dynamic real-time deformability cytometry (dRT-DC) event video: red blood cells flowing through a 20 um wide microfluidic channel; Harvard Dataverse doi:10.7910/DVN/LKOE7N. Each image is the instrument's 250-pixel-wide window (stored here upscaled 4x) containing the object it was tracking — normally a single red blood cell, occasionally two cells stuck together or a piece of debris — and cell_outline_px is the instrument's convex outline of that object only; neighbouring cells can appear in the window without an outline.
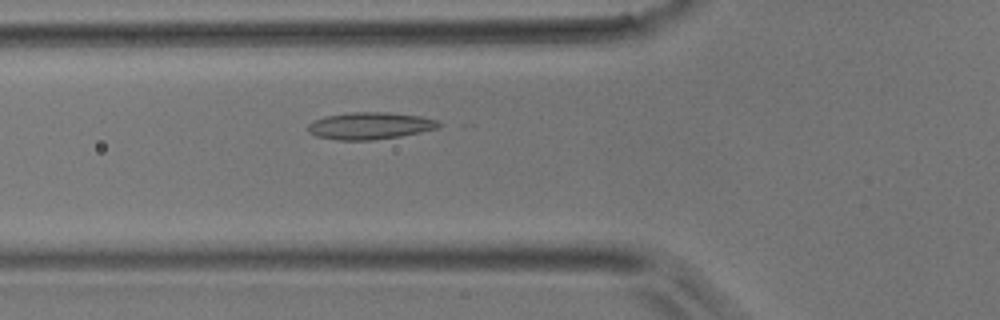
{"species": "common noctule bat (a hibernating species)", "species_latin": "Nyctalus noctula", "temperature_condition": "room temperature", "stored_images_in_passage": 46, "camera_frame_rate_fps": 3000, "um_per_image_px": 0.085, "animal": {"sex": "male", "body_mass_g": 17.9}, "frame": {"image": 1, "passage_image": 15, "time_ms": 4.667, "image_size_px": [1000, 320], "cell_outline_px": [[448, 124], [440, 128], [400, 136], [372, 140], [336, 140], [316, 136], [308, 132], [308, 124], [312, 120], [324, 116], [352, 112], [388, 112], [420, 116], [440, 120]], "centroid_in_image_um": [31.51, 10.68], "position_along_channel_um": 94.3, "area_um2": 21.04}}
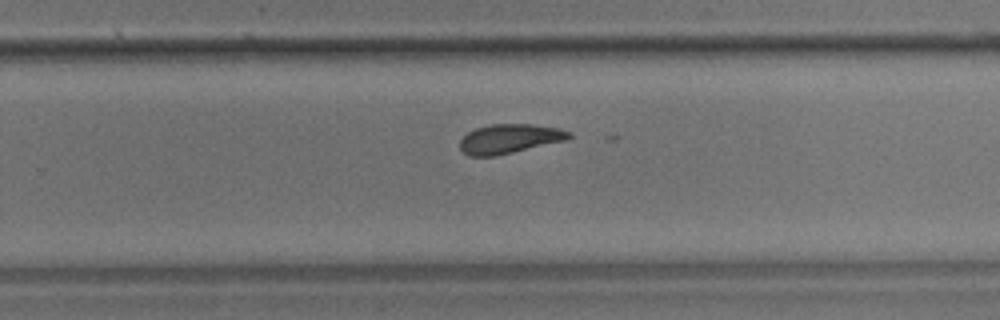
{"frame": {"image": 2, "passage_image": 29, "time_ms": 9.333, "image_size_px": [1000, 320], "cell_outline_px": [[572, 136], [568, 140], [496, 156], [468, 156], [460, 148], [460, 140], [468, 132], [476, 128], [492, 124], [532, 124], [560, 128], [572, 132]], "centroid_in_image_um": [43.35, 11.79], "position_along_channel_um": 286.5, "area_um2": 18.79}}
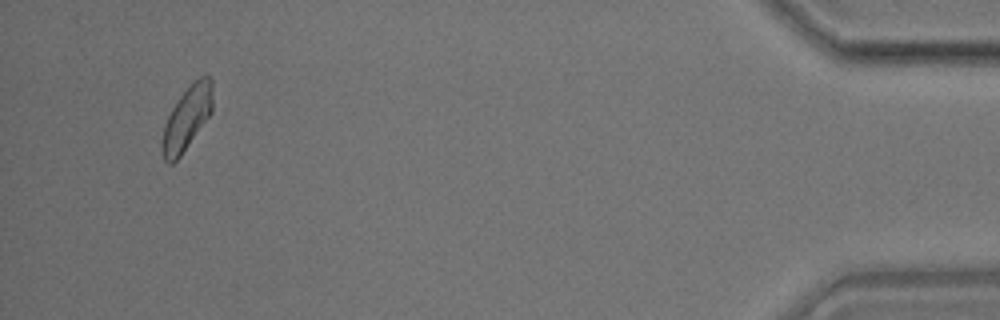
{"frame": {"image": 3, "passage_image": 44, "time_ms": 14.333, "image_size_px": [1000, 320], "cell_outline_px": [[212, 112], [180, 156], [172, 164], [168, 164], [164, 160], [160, 152], [160, 144], [164, 124], [172, 108], [180, 96], [200, 76], [208, 76], [212, 80]], "centroid_in_image_um": [15.85, 10.1], "position_along_channel_um": 419.4, "area_um2": 18.61}}